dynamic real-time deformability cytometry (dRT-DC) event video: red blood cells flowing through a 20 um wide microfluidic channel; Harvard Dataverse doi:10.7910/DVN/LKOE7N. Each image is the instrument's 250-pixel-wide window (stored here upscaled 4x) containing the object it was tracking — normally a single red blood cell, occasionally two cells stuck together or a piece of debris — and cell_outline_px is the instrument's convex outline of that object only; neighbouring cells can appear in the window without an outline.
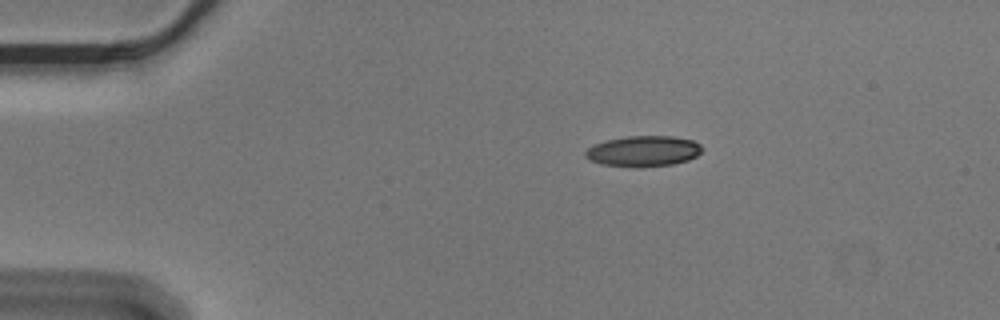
{"species": "Egyptian fruit bat (a non-hibernating species)", "species_latin": "Rousettus aegyptiacus", "temperature_condition": "cold", "stored_images_in_passage": 47, "camera_frame_rate_fps": 3000, "um_per_image_px": 0.085, "animal": {"sex": "male"}, "frame": {"image": 1, "passage_image": 1, "time_ms": 0.0, "image_size_px": [1000, 320], "cell_outline_px": [[704, 148], [696, 156], [688, 160], [672, 164], [640, 168], [636, 168], [600, 164], [588, 160], [584, 156], [584, 152], [592, 144], [608, 140], [628, 136], [672, 136], [692, 140], [700, 144]], "centroid_in_image_um": [54.65, 12.86], "position_along_channel_um": 30.3, "area_um2": 21.15}}
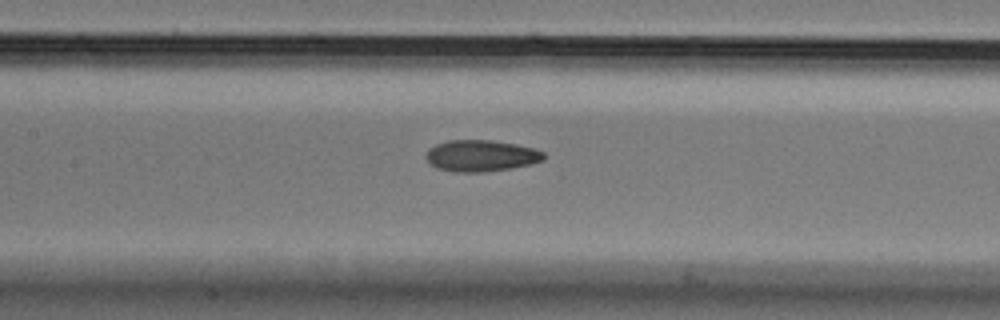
{"frame": {"image": 2, "passage_image": 17, "time_ms": 5.333, "image_size_px": [1000, 320], "cell_outline_px": [[544, 160], [512, 168], [484, 172], [452, 172], [436, 168], [428, 164], [424, 156], [428, 148], [436, 144], [448, 140], [492, 140], [516, 144], [532, 148], [544, 152]], "centroid_in_image_um": [40.81, 13.24], "position_along_channel_um": 166.6, "area_um2": 21.79}}
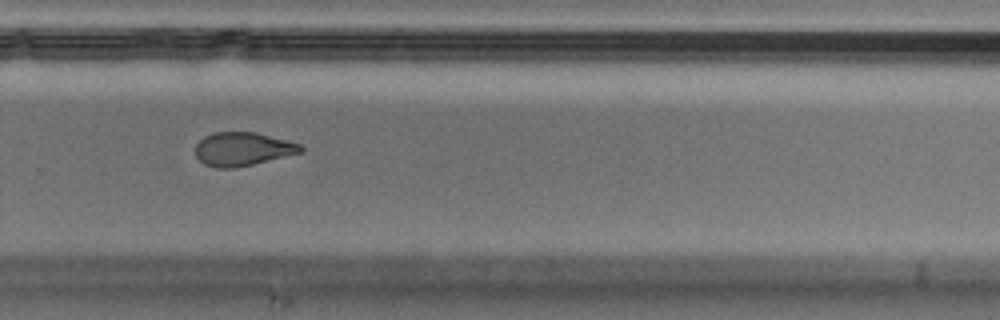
{"frame": {"image": 3, "passage_image": 29, "time_ms": 9.333, "image_size_px": [1000, 320], "cell_outline_px": [[304, 152], [252, 164], [232, 168], [216, 168], [204, 164], [196, 156], [196, 144], [204, 136], [216, 132], [256, 132], [300, 144], [304, 148]], "centroid_in_image_um": [20.63, 12.67], "position_along_channel_um": 309.2, "area_um2": 20.46}, "authors_computed_cell_mechanics": {"area_um2": 21.6172, "velocity_mm_per_s": 3.5752, "shape_relaxation_time_tau1_ms": 10.8527, "shape_relaxation_time_tau2_ms": 2.7284, "deformation_change_tau1": 0.212, "deformation_change_tau2": 0.0863}}